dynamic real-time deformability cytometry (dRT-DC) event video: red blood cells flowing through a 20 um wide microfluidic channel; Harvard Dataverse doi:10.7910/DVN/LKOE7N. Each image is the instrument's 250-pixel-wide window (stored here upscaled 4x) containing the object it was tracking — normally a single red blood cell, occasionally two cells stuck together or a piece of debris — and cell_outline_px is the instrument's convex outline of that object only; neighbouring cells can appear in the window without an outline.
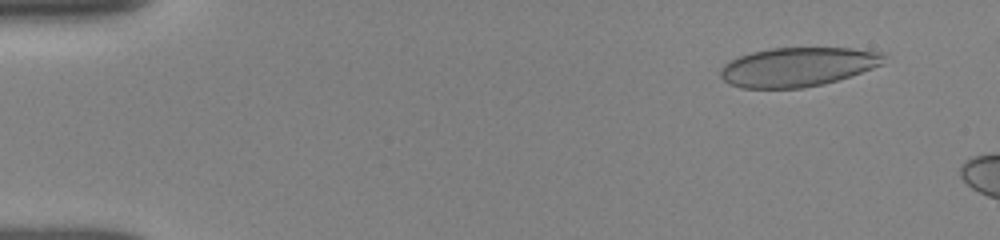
{"species": "human", "species_latin": "Homo sapiens", "temperature_condition": "room temperature", "stored_images_in_passage": 5, "camera_frame_rate_fps": 3000, "um_per_image_px": 0.085, "donor": {"sex": "female"}, "frame": {"image": 1, "passage_image": 2, "time_ms": 0.667, "image_size_px": [1000, 240], "cell_outline_px": [[884, 64], [836, 80], [820, 84], [800, 88], [740, 88], [724, 80], [720, 76], [720, 68], [724, 64], [740, 56], [752, 52], [772, 48], [852, 48], [884, 52]], "centroid_in_image_um": [67.8, 5.68], "position_along_channel_um": 17.2, "area_um2": 36.93}}